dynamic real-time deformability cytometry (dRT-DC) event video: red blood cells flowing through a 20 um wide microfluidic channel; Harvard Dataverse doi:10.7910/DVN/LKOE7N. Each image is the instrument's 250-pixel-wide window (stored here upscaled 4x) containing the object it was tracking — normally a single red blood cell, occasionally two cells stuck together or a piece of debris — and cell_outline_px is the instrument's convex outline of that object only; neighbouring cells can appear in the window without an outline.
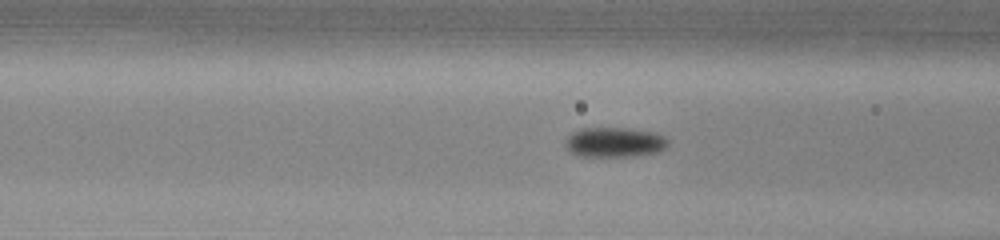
{"species": "common noctule bat (a hibernating species)", "species_latin": "Nyctalus noctula", "temperature_condition": "warm", "stored_images_in_passage": 35, "camera_frame_rate_fps": 3000, "um_per_image_px": 0.085, "animal": {"sex": "male", "body_mass_g": 13.0, "forearm_length_mm": 53.1}, "frame": {"image": 1, "passage_image": 4, "time_ms": 1.0, "image_size_px": [1000, 240], "cell_outline_px": [[668, 144], [664, 148], [656, 152], [632, 156], [580, 156], [572, 152], [564, 144], [564, 140], [572, 132], [580, 128], [628, 128], [656, 132], [664, 136], [668, 140]], "centroid_in_image_um": [52.22, 12.07], "position_along_channel_um": 114.4, "area_um2": 17.86}}
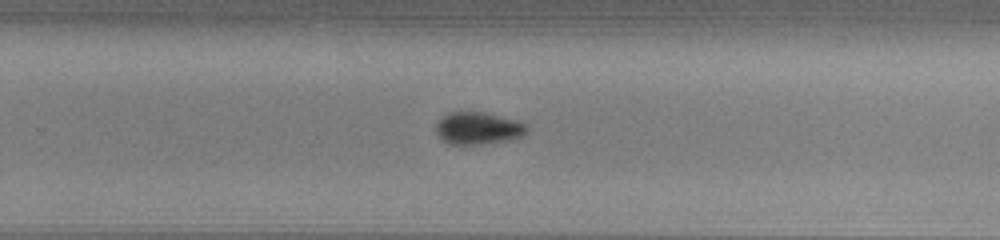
{"frame": {"image": 2, "passage_image": 17, "time_ms": 5.333, "image_size_px": [1000, 240], "cell_outline_px": [[528, 132], [524, 136], [508, 140], [480, 144], [448, 144], [436, 132], [436, 124], [440, 116], [448, 112], [484, 112], [516, 120], [528, 124]], "centroid_in_image_um": [40.66, 10.89], "position_along_channel_um": 289.1, "area_um2": 17.22}}
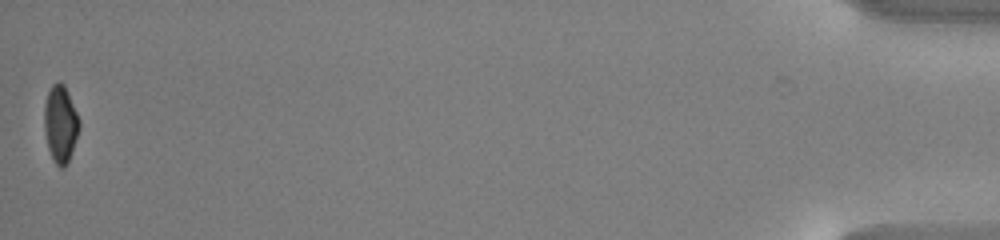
{"frame": {"image": 3, "passage_image": 35, "time_ms": 11.333, "image_size_px": [1000, 240], "cell_outline_px": [[80, 128], [68, 164], [64, 168], [60, 168], [56, 164], [48, 148], [44, 132], [44, 104], [48, 92], [52, 84], [60, 80], [64, 84], [80, 120]], "centroid_in_image_um": [5.14, 10.54], "position_along_channel_um": 430.1, "area_um2": 15.9}}